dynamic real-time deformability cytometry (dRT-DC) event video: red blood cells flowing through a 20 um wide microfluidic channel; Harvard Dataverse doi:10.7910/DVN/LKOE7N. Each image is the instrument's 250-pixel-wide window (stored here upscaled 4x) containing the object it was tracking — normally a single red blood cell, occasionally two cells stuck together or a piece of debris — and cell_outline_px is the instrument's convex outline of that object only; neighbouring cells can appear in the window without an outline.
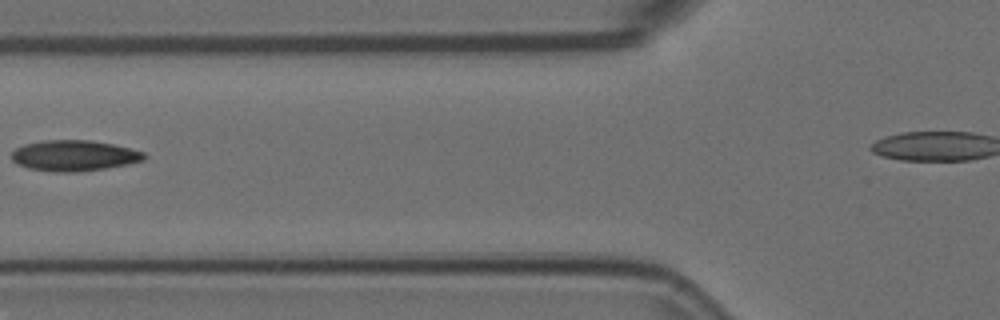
{"species": "Egyptian fruit bat (a non-hibernating species)", "species_latin": "Rousettus aegyptiacus", "temperature_condition": "room temperature", "stored_images_in_passage": 3, "segment_of_instrument_passage": [1, 2], "camera_frame_rate_fps": 3000, "um_per_image_px": 0.085, "animal": {"sex": "female"}, "frame": {"image": 1, "passage_image": 2, "time_ms": 0.333, "image_size_px": [1000, 320], "cell_outline_px": [[148, 156], [144, 160], [128, 164], [104, 168], [76, 172], [56, 172], [28, 168], [16, 164], [12, 160], [12, 152], [16, 148], [24, 144], [44, 140], [92, 140], [112, 144], [144, 152]], "centroid_in_image_um": [6.29, 13.22], "position_along_channel_um": 119.5, "area_um2": 23.76}}